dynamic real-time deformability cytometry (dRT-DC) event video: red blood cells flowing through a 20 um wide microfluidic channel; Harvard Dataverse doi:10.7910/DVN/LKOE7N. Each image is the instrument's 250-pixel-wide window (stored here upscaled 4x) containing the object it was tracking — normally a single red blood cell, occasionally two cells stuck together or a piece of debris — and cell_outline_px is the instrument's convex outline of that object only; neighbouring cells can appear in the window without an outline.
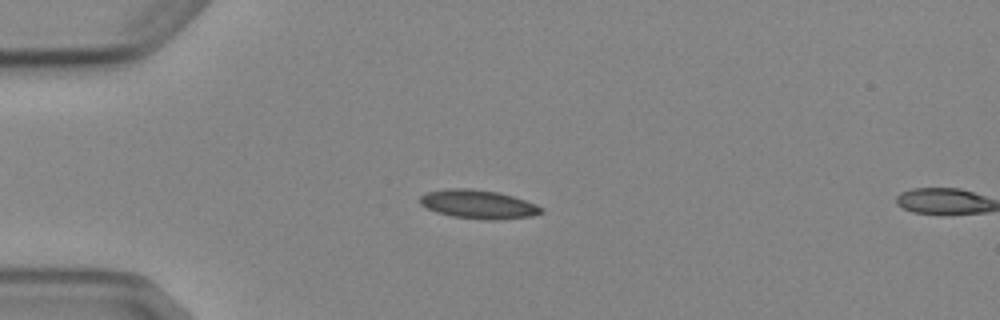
{"species": "Egyptian fruit bat (a non-hibernating species)", "species_latin": "Rousettus aegyptiacus", "temperature_condition": "cold", "stored_images_in_passage": 4, "camera_frame_rate_fps": 3000, "um_per_image_px": 0.085, "animal": {"sex": "female"}, "frame": {"image": 1, "passage_image": 3, "time_ms": 2.333, "image_size_px": [1000, 320], "cell_outline_px": [[544, 212], [532, 216], [496, 220], [484, 220], [452, 216], [436, 212], [420, 204], [420, 196], [428, 192], [448, 188], [472, 188], [496, 192], [512, 196], [536, 204], [544, 208]], "centroid_in_image_um": [40.67, 17.37], "position_along_channel_um": 44.3, "area_um2": 20.29}}